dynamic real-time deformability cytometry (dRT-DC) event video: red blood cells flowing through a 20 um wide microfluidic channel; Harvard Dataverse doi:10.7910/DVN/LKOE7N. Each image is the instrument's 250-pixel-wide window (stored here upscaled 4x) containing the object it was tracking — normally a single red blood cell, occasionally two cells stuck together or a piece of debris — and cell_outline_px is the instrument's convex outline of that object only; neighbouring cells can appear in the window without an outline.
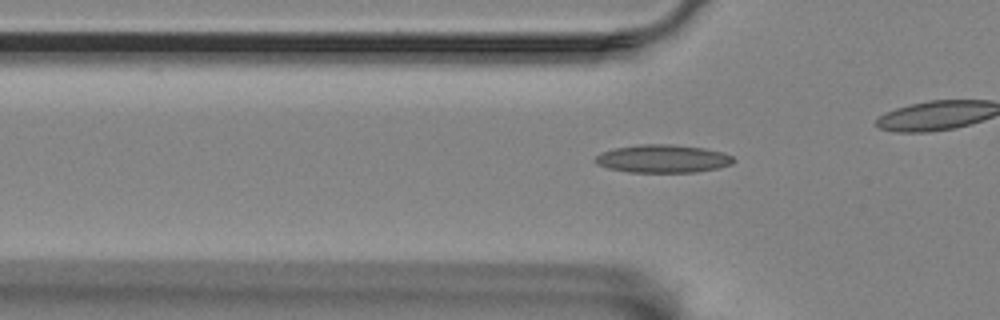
{"species": "Egyptian fruit bat (a non-hibernating species)", "species_latin": "Rousettus aegyptiacus", "temperature_condition": "room temperature", "stored_images_in_passage": 34, "camera_frame_rate_fps": 3000, "um_per_image_px": 0.085, "animal": {"sex": "female"}, "frame": {"image": 1, "passage_image": 6, "time_ms": 1.667, "image_size_px": [1000, 320], "cell_outline_px": [[736, 160], [732, 164], [716, 168], [696, 172], [628, 172], [608, 168], [596, 164], [596, 156], [604, 152], [616, 148], [640, 144], [672, 144], [704, 148], [724, 152], [732, 156]], "centroid_in_image_um": [56.38, 13.49], "position_along_channel_um": 69.4, "area_um2": 22.48}}
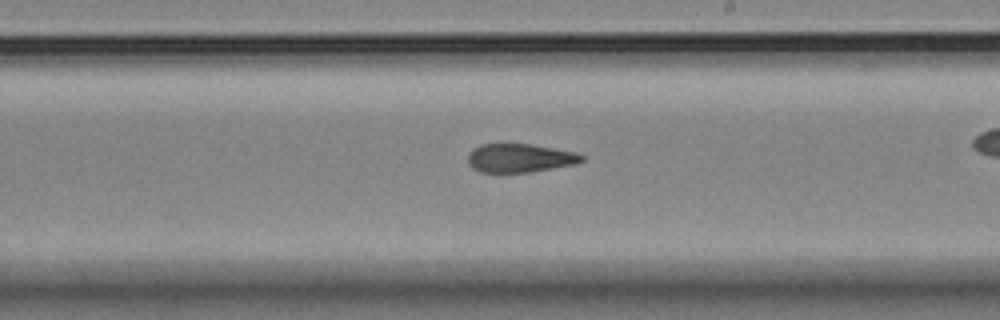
{"frame": {"image": 2, "passage_image": 21, "time_ms": 6.667, "image_size_px": [1000, 320], "cell_outline_px": [[584, 160], [572, 164], [528, 172], [480, 172], [472, 168], [468, 164], [468, 152], [472, 148], [480, 144], [504, 140], [576, 152], [584, 156]], "centroid_in_image_um": [44.07, 13.38], "position_along_channel_um": 244.9, "area_um2": 19.48}}
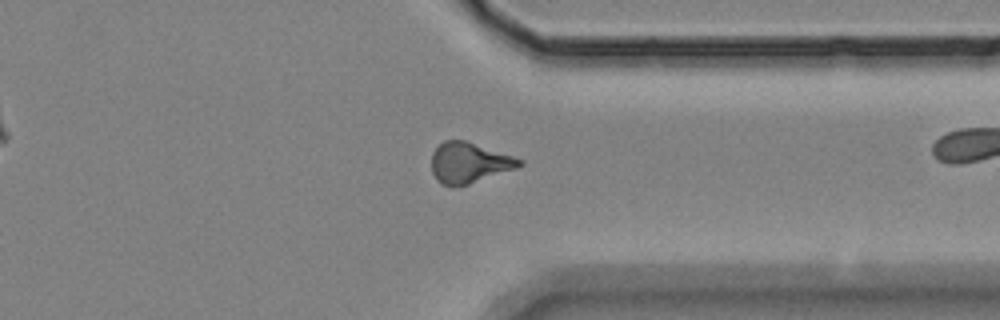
{"frame": {"image": 3, "passage_image": 32, "time_ms": 10.333, "image_size_px": [1000, 320], "cell_outline_px": [[524, 164], [516, 168], [468, 184], [444, 184], [436, 180], [432, 172], [432, 152], [444, 140], [464, 140], [524, 160]], "centroid_in_image_um": [39.87, 13.81], "position_along_channel_um": 371.5, "area_um2": 20.23}}